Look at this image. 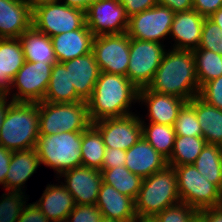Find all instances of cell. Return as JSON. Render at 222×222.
I'll return each mask as SVG.
<instances>
[{"label":"cell","mask_w":222,"mask_h":222,"mask_svg":"<svg viewBox=\"0 0 222 222\" xmlns=\"http://www.w3.org/2000/svg\"><path fill=\"white\" fill-rule=\"evenodd\" d=\"M151 91L190 101L199 95L195 60L192 50L174 49L165 53L151 83Z\"/></svg>","instance_id":"6da1fadb"},{"label":"cell","mask_w":222,"mask_h":222,"mask_svg":"<svg viewBox=\"0 0 222 222\" xmlns=\"http://www.w3.org/2000/svg\"><path fill=\"white\" fill-rule=\"evenodd\" d=\"M167 159L157 152L143 137L126 150L125 166L142 179L167 166Z\"/></svg>","instance_id":"44dd1931"},{"label":"cell","mask_w":222,"mask_h":222,"mask_svg":"<svg viewBox=\"0 0 222 222\" xmlns=\"http://www.w3.org/2000/svg\"><path fill=\"white\" fill-rule=\"evenodd\" d=\"M188 103L195 109L206 143L222 146V110L208 104L199 96H195Z\"/></svg>","instance_id":"484cf974"},{"label":"cell","mask_w":222,"mask_h":222,"mask_svg":"<svg viewBox=\"0 0 222 222\" xmlns=\"http://www.w3.org/2000/svg\"><path fill=\"white\" fill-rule=\"evenodd\" d=\"M198 219L201 222H222V207L214 206L198 211Z\"/></svg>","instance_id":"f6af8a7d"},{"label":"cell","mask_w":222,"mask_h":222,"mask_svg":"<svg viewBox=\"0 0 222 222\" xmlns=\"http://www.w3.org/2000/svg\"><path fill=\"white\" fill-rule=\"evenodd\" d=\"M175 12L160 4L129 17L126 34L133 39L161 43L170 35Z\"/></svg>","instance_id":"8fae6325"},{"label":"cell","mask_w":222,"mask_h":222,"mask_svg":"<svg viewBox=\"0 0 222 222\" xmlns=\"http://www.w3.org/2000/svg\"><path fill=\"white\" fill-rule=\"evenodd\" d=\"M138 91L126 76L100 72L92 96L87 101L91 122L132 114L129 107L132 102L138 101Z\"/></svg>","instance_id":"7a4b0ae2"},{"label":"cell","mask_w":222,"mask_h":222,"mask_svg":"<svg viewBox=\"0 0 222 222\" xmlns=\"http://www.w3.org/2000/svg\"><path fill=\"white\" fill-rule=\"evenodd\" d=\"M24 1L28 4L30 9L33 11L34 9H36L37 7L41 5L49 4V3L56 2L59 0H24Z\"/></svg>","instance_id":"f907efd6"},{"label":"cell","mask_w":222,"mask_h":222,"mask_svg":"<svg viewBox=\"0 0 222 222\" xmlns=\"http://www.w3.org/2000/svg\"><path fill=\"white\" fill-rule=\"evenodd\" d=\"M53 65L25 61L10 85V91L15 86V89L17 88L18 91L12 94V101L34 103L43 101L51 78Z\"/></svg>","instance_id":"7c38bea8"},{"label":"cell","mask_w":222,"mask_h":222,"mask_svg":"<svg viewBox=\"0 0 222 222\" xmlns=\"http://www.w3.org/2000/svg\"><path fill=\"white\" fill-rule=\"evenodd\" d=\"M95 35L85 24L81 29L51 37L58 62H66L92 52Z\"/></svg>","instance_id":"d6986e66"},{"label":"cell","mask_w":222,"mask_h":222,"mask_svg":"<svg viewBox=\"0 0 222 222\" xmlns=\"http://www.w3.org/2000/svg\"><path fill=\"white\" fill-rule=\"evenodd\" d=\"M92 52L101 72L127 75L130 37L126 33L95 36Z\"/></svg>","instance_id":"30bf717a"},{"label":"cell","mask_w":222,"mask_h":222,"mask_svg":"<svg viewBox=\"0 0 222 222\" xmlns=\"http://www.w3.org/2000/svg\"><path fill=\"white\" fill-rule=\"evenodd\" d=\"M139 103L144 102L148 106L151 123L173 126L181 108L188 102L179 97L158 93L147 87L138 91Z\"/></svg>","instance_id":"2e32d148"},{"label":"cell","mask_w":222,"mask_h":222,"mask_svg":"<svg viewBox=\"0 0 222 222\" xmlns=\"http://www.w3.org/2000/svg\"><path fill=\"white\" fill-rule=\"evenodd\" d=\"M222 7V0H193V9L204 17H210Z\"/></svg>","instance_id":"ee69618b"},{"label":"cell","mask_w":222,"mask_h":222,"mask_svg":"<svg viewBox=\"0 0 222 222\" xmlns=\"http://www.w3.org/2000/svg\"><path fill=\"white\" fill-rule=\"evenodd\" d=\"M35 205L50 222H57L66 220L76 204L72 195L61 182L60 185H48Z\"/></svg>","instance_id":"cb8c5ba5"},{"label":"cell","mask_w":222,"mask_h":222,"mask_svg":"<svg viewBox=\"0 0 222 222\" xmlns=\"http://www.w3.org/2000/svg\"><path fill=\"white\" fill-rule=\"evenodd\" d=\"M91 125L86 101L76 103L39 102V135L85 131Z\"/></svg>","instance_id":"8992f818"},{"label":"cell","mask_w":222,"mask_h":222,"mask_svg":"<svg viewBox=\"0 0 222 222\" xmlns=\"http://www.w3.org/2000/svg\"><path fill=\"white\" fill-rule=\"evenodd\" d=\"M64 4L70 6L82 9L86 11L88 7L96 0H64Z\"/></svg>","instance_id":"c3c4849f"},{"label":"cell","mask_w":222,"mask_h":222,"mask_svg":"<svg viewBox=\"0 0 222 222\" xmlns=\"http://www.w3.org/2000/svg\"><path fill=\"white\" fill-rule=\"evenodd\" d=\"M222 31V7L209 17Z\"/></svg>","instance_id":"816d5d0a"},{"label":"cell","mask_w":222,"mask_h":222,"mask_svg":"<svg viewBox=\"0 0 222 222\" xmlns=\"http://www.w3.org/2000/svg\"><path fill=\"white\" fill-rule=\"evenodd\" d=\"M85 24L84 10L59 1L41 5L32 11V25L49 37L81 29Z\"/></svg>","instance_id":"ba28073f"},{"label":"cell","mask_w":222,"mask_h":222,"mask_svg":"<svg viewBox=\"0 0 222 222\" xmlns=\"http://www.w3.org/2000/svg\"><path fill=\"white\" fill-rule=\"evenodd\" d=\"M23 194V195H22ZM21 191H11L3 194L0 200V222H17L21 212L26 205V197Z\"/></svg>","instance_id":"e575fe53"},{"label":"cell","mask_w":222,"mask_h":222,"mask_svg":"<svg viewBox=\"0 0 222 222\" xmlns=\"http://www.w3.org/2000/svg\"><path fill=\"white\" fill-rule=\"evenodd\" d=\"M173 127L176 136H202L195 109L188 102L179 111Z\"/></svg>","instance_id":"d590c367"},{"label":"cell","mask_w":222,"mask_h":222,"mask_svg":"<svg viewBox=\"0 0 222 222\" xmlns=\"http://www.w3.org/2000/svg\"><path fill=\"white\" fill-rule=\"evenodd\" d=\"M63 64L69 70L70 82L71 85H74L76 94L87 102L92 96L95 83L101 72L93 52L63 62Z\"/></svg>","instance_id":"e0dca14e"},{"label":"cell","mask_w":222,"mask_h":222,"mask_svg":"<svg viewBox=\"0 0 222 222\" xmlns=\"http://www.w3.org/2000/svg\"><path fill=\"white\" fill-rule=\"evenodd\" d=\"M158 222H196L198 210L184 202L165 208L155 216Z\"/></svg>","instance_id":"8d00e7d4"},{"label":"cell","mask_w":222,"mask_h":222,"mask_svg":"<svg viewBox=\"0 0 222 222\" xmlns=\"http://www.w3.org/2000/svg\"><path fill=\"white\" fill-rule=\"evenodd\" d=\"M198 49H206L222 56V31L209 17H205Z\"/></svg>","instance_id":"74e56055"},{"label":"cell","mask_w":222,"mask_h":222,"mask_svg":"<svg viewBox=\"0 0 222 222\" xmlns=\"http://www.w3.org/2000/svg\"><path fill=\"white\" fill-rule=\"evenodd\" d=\"M126 151L119 148H106L102 169H110L117 166H125Z\"/></svg>","instance_id":"60d3db41"},{"label":"cell","mask_w":222,"mask_h":222,"mask_svg":"<svg viewBox=\"0 0 222 222\" xmlns=\"http://www.w3.org/2000/svg\"><path fill=\"white\" fill-rule=\"evenodd\" d=\"M39 164L40 160L35 148L13 151L9 170L5 177L4 188H6L7 191L11 190L21 192L23 190L24 183L37 170Z\"/></svg>","instance_id":"d4e9b609"},{"label":"cell","mask_w":222,"mask_h":222,"mask_svg":"<svg viewBox=\"0 0 222 222\" xmlns=\"http://www.w3.org/2000/svg\"><path fill=\"white\" fill-rule=\"evenodd\" d=\"M57 222H68L67 220H60V221H57Z\"/></svg>","instance_id":"9f6ffc18"},{"label":"cell","mask_w":222,"mask_h":222,"mask_svg":"<svg viewBox=\"0 0 222 222\" xmlns=\"http://www.w3.org/2000/svg\"><path fill=\"white\" fill-rule=\"evenodd\" d=\"M193 165L209 182L220 189L222 185L221 146L206 143Z\"/></svg>","instance_id":"4dcf8cb0"},{"label":"cell","mask_w":222,"mask_h":222,"mask_svg":"<svg viewBox=\"0 0 222 222\" xmlns=\"http://www.w3.org/2000/svg\"><path fill=\"white\" fill-rule=\"evenodd\" d=\"M179 198L196 210L218 206L219 188L209 182L193 164L174 166Z\"/></svg>","instance_id":"52a82bcc"},{"label":"cell","mask_w":222,"mask_h":222,"mask_svg":"<svg viewBox=\"0 0 222 222\" xmlns=\"http://www.w3.org/2000/svg\"><path fill=\"white\" fill-rule=\"evenodd\" d=\"M39 138V102H12L0 130V145L10 151L36 147Z\"/></svg>","instance_id":"3957f363"},{"label":"cell","mask_w":222,"mask_h":222,"mask_svg":"<svg viewBox=\"0 0 222 222\" xmlns=\"http://www.w3.org/2000/svg\"><path fill=\"white\" fill-rule=\"evenodd\" d=\"M205 17L196 10L175 12L170 36L175 39L174 49L194 50L200 45ZM177 40V41H176Z\"/></svg>","instance_id":"ac0fdd59"},{"label":"cell","mask_w":222,"mask_h":222,"mask_svg":"<svg viewBox=\"0 0 222 222\" xmlns=\"http://www.w3.org/2000/svg\"><path fill=\"white\" fill-rule=\"evenodd\" d=\"M218 205L222 207V185L219 189V203H218Z\"/></svg>","instance_id":"11a10c76"},{"label":"cell","mask_w":222,"mask_h":222,"mask_svg":"<svg viewBox=\"0 0 222 222\" xmlns=\"http://www.w3.org/2000/svg\"><path fill=\"white\" fill-rule=\"evenodd\" d=\"M32 26V10L24 0H0V38H19Z\"/></svg>","instance_id":"ffe728a7"},{"label":"cell","mask_w":222,"mask_h":222,"mask_svg":"<svg viewBox=\"0 0 222 222\" xmlns=\"http://www.w3.org/2000/svg\"><path fill=\"white\" fill-rule=\"evenodd\" d=\"M105 144L100 132L91 125L82 133V166L102 170Z\"/></svg>","instance_id":"f546056e"},{"label":"cell","mask_w":222,"mask_h":222,"mask_svg":"<svg viewBox=\"0 0 222 222\" xmlns=\"http://www.w3.org/2000/svg\"><path fill=\"white\" fill-rule=\"evenodd\" d=\"M192 54L195 60L196 75L199 87L222 75V56L206 50L194 49Z\"/></svg>","instance_id":"836d02e7"},{"label":"cell","mask_w":222,"mask_h":222,"mask_svg":"<svg viewBox=\"0 0 222 222\" xmlns=\"http://www.w3.org/2000/svg\"><path fill=\"white\" fill-rule=\"evenodd\" d=\"M136 222H158L155 217H137Z\"/></svg>","instance_id":"f5cc1de1"},{"label":"cell","mask_w":222,"mask_h":222,"mask_svg":"<svg viewBox=\"0 0 222 222\" xmlns=\"http://www.w3.org/2000/svg\"><path fill=\"white\" fill-rule=\"evenodd\" d=\"M7 96L8 95H0V130H1V126H2V122L4 119V116L6 114V111L8 109V106L13 102L12 100L9 102H7ZM9 103V104H7Z\"/></svg>","instance_id":"681fc988"},{"label":"cell","mask_w":222,"mask_h":222,"mask_svg":"<svg viewBox=\"0 0 222 222\" xmlns=\"http://www.w3.org/2000/svg\"><path fill=\"white\" fill-rule=\"evenodd\" d=\"M65 188L72 195L76 205H96L103 182L102 172L89 167H75L62 174Z\"/></svg>","instance_id":"9a60e30c"},{"label":"cell","mask_w":222,"mask_h":222,"mask_svg":"<svg viewBox=\"0 0 222 222\" xmlns=\"http://www.w3.org/2000/svg\"><path fill=\"white\" fill-rule=\"evenodd\" d=\"M25 61L55 64L57 61L51 37L38 31L33 25L20 37Z\"/></svg>","instance_id":"4316f807"},{"label":"cell","mask_w":222,"mask_h":222,"mask_svg":"<svg viewBox=\"0 0 222 222\" xmlns=\"http://www.w3.org/2000/svg\"><path fill=\"white\" fill-rule=\"evenodd\" d=\"M86 25L95 36L126 33L129 17L119 0H96L85 11Z\"/></svg>","instance_id":"4fadbf2b"},{"label":"cell","mask_w":222,"mask_h":222,"mask_svg":"<svg viewBox=\"0 0 222 222\" xmlns=\"http://www.w3.org/2000/svg\"><path fill=\"white\" fill-rule=\"evenodd\" d=\"M198 96L213 107L222 110V75L203 84Z\"/></svg>","instance_id":"f35d334b"},{"label":"cell","mask_w":222,"mask_h":222,"mask_svg":"<svg viewBox=\"0 0 222 222\" xmlns=\"http://www.w3.org/2000/svg\"><path fill=\"white\" fill-rule=\"evenodd\" d=\"M101 212L97 205H75L74 209L67 216L68 222H99Z\"/></svg>","instance_id":"ab89813d"},{"label":"cell","mask_w":222,"mask_h":222,"mask_svg":"<svg viewBox=\"0 0 222 222\" xmlns=\"http://www.w3.org/2000/svg\"><path fill=\"white\" fill-rule=\"evenodd\" d=\"M166 53L163 44L130 38L126 77L138 88H146Z\"/></svg>","instance_id":"9c48e42d"},{"label":"cell","mask_w":222,"mask_h":222,"mask_svg":"<svg viewBox=\"0 0 222 222\" xmlns=\"http://www.w3.org/2000/svg\"><path fill=\"white\" fill-rule=\"evenodd\" d=\"M205 145L202 136H176L173 151L167 159L168 166L193 164Z\"/></svg>","instance_id":"1f68e13d"},{"label":"cell","mask_w":222,"mask_h":222,"mask_svg":"<svg viewBox=\"0 0 222 222\" xmlns=\"http://www.w3.org/2000/svg\"><path fill=\"white\" fill-rule=\"evenodd\" d=\"M25 63L19 38H0V95H10V85Z\"/></svg>","instance_id":"603a6c76"},{"label":"cell","mask_w":222,"mask_h":222,"mask_svg":"<svg viewBox=\"0 0 222 222\" xmlns=\"http://www.w3.org/2000/svg\"><path fill=\"white\" fill-rule=\"evenodd\" d=\"M158 4L168 7L174 12L189 11L193 9V0H158Z\"/></svg>","instance_id":"bcb514c9"},{"label":"cell","mask_w":222,"mask_h":222,"mask_svg":"<svg viewBox=\"0 0 222 222\" xmlns=\"http://www.w3.org/2000/svg\"><path fill=\"white\" fill-rule=\"evenodd\" d=\"M102 135L106 148L128 150L142 137V120L136 114L105 118L92 123Z\"/></svg>","instance_id":"5bb4252c"},{"label":"cell","mask_w":222,"mask_h":222,"mask_svg":"<svg viewBox=\"0 0 222 222\" xmlns=\"http://www.w3.org/2000/svg\"><path fill=\"white\" fill-rule=\"evenodd\" d=\"M17 222H50L41 210L33 204L24 205Z\"/></svg>","instance_id":"7bdbcfd3"},{"label":"cell","mask_w":222,"mask_h":222,"mask_svg":"<svg viewBox=\"0 0 222 222\" xmlns=\"http://www.w3.org/2000/svg\"><path fill=\"white\" fill-rule=\"evenodd\" d=\"M99 222H119V221L116 219L107 218V217L102 216L101 220Z\"/></svg>","instance_id":"db71d44e"},{"label":"cell","mask_w":222,"mask_h":222,"mask_svg":"<svg viewBox=\"0 0 222 222\" xmlns=\"http://www.w3.org/2000/svg\"><path fill=\"white\" fill-rule=\"evenodd\" d=\"M12 152L0 145V184H3V187H5V177L9 170Z\"/></svg>","instance_id":"7dc6e473"},{"label":"cell","mask_w":222,"mask_h":222,"mask_svg":"<svg viewBox=\"0 0 222 222\" xmlns=\"http://www.w3.org/2000/svg\"><path fill=\"white\" fill-rule=\"evenodd\" d=\"M96 205L102 216L119 222H130L137 218L134 199L104 182L101 184Z\"/></svg>","instance_id":"7402d4cb"},{"label":"cell","mask_w":222,"mask_h":222,"mask_svg":"<svg viewBox=\"0 0 222 222\" xmlns=\"http://www.w3.org/2000/svg\"><path fill=\"white\" fill-rule=\"evenodd\" d=\"M83 131L59 132L52 135H39L36 151L40 164L61 174L82 166L81 143Z\"/></svg>","instance_id":"5b68a950"},{"label":"cell","mask_w":222,"mask_h":222,"mask_svg":"<svg viewBox=\"0 0 222 222\" xmlns=\"http://www.w3.org/2000/svg\"><path fill=\"white\" fill-rule=\"evenodd\" d=\"M142 121V137L166 159L173 151L176 133L174 127L165 124L148 123ZM146 125V126H145Z\"/></svg>","instance_id":"d6a6232c"},{"label":"cell","mask_w":222,"mask_h":222,"mask_svg":"<svg viewBox=\"0 0 222 222\" xmlns=\"http://www.w3.org/2000/svg\"><path fill=\"white\" fill-rule=\"evenodd\" d=\"M128 17L148 10L158 4V0H119Z\"/></svg>","instance_id":"b9f144b4"},{"label":"cell","mask_w":222,"mask_h":222,"mask_svg":"<svg viewBox=\"0 0 222 222\" xmlns=\"http://www.w3.org/2000/svg\"><path fill=\"white\" fill-rule=\"evenodd\" d=\"M101 172L104 183L123 195L136 199L143 180L140 176L132 173L126 166L102 169Z\"/></svg>","instance_id":"f1b7e54d"},{"label":"cell","mask_w":222,"mask_h":222,"mask_svg":"<svg viewBox=\"0 0 222 222\" xmlns=\"http://www.w3.org/2000/svg\"><path fill=\"white\" fill-rule=\"evenodd\" d=\"M43 101L51 103H76L83 101L77 94L74 85H71L69 70L61 62L52 66L51 78Z\"/></svg>","instance_id":"83f0119b"},{"label":"cell","mask_w":222,"mask_h":222,"mask_svg":"<svg viewBox=\"0 0 222 222\" xmlns=\"http://www.w3.org/2000/svg\"><path fill=\"white\" fill-rule=\"evenodd\" d=\"M135 201L137 217H155L180 201L174 167L166 166L142 180Z\"/></svg>","instance_id":"277c9868"}]
</instances>
